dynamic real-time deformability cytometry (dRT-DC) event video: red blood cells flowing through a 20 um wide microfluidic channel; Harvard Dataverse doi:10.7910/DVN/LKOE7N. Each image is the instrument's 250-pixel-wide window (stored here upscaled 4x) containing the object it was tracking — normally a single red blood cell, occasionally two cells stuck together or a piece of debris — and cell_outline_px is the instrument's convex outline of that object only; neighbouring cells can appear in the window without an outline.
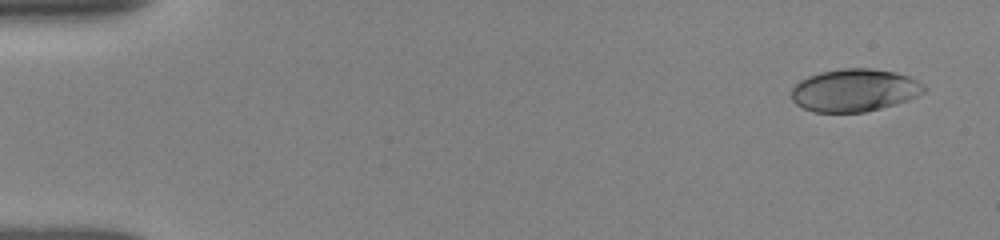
{"species": "human", "species_latin": "Homo sapiens", "temperature_condition": "room temperature", "stored_images_in_passage": 9, "camera_frame_rate_fps": 3000, "um_per_image_px": 0.085, "donor": {"sex": "female"}, "frame": {"image": 1, "passage_image": 1, "time_ms": 0.0, "image_size_px": [1000, 240], "cell_outline_px": [[928, 88], [924, 92], [908, 100], [880, 108], [864, 112], [812, 112], [796, 104], [792, 100], [792, 88], [800, 80], [808, 76], [820, 72], [840, 68], [872, 68], [896, 72], [908, 76], [924, 84]], "centroid_in_image_um": [72.63, 7.66], "position_along_channel_um": 12.4, "area_um2": 33.06}}
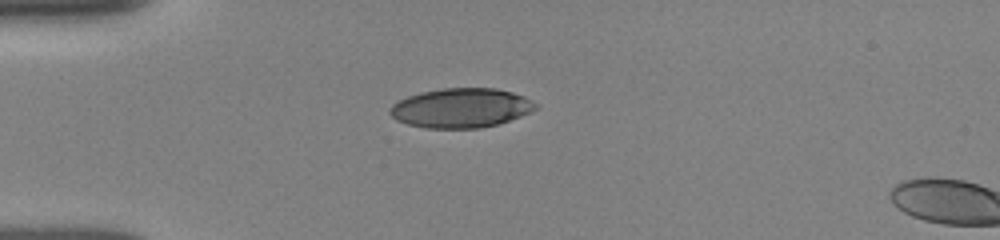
{"frame": {"image": 2, "passage_image": 7, "time_ms": 3.667, "image_size_px": [1000, 240], "cell_outline_px": [[536, 108], [532, 112], [500, 124], [480, 128], [424, 128], [408, 124], [396, 120], [388, 112], [388, 108], [392, 104], [408, 96], [420, 92], [444, 88], [496, 88], [512, 92], [524, 96], [532, 100], [536, 104]], "centroid_in_image_um": [39.19, 9.18], "position_along_channel_um": 45.8, "area_um2": 33.7}}